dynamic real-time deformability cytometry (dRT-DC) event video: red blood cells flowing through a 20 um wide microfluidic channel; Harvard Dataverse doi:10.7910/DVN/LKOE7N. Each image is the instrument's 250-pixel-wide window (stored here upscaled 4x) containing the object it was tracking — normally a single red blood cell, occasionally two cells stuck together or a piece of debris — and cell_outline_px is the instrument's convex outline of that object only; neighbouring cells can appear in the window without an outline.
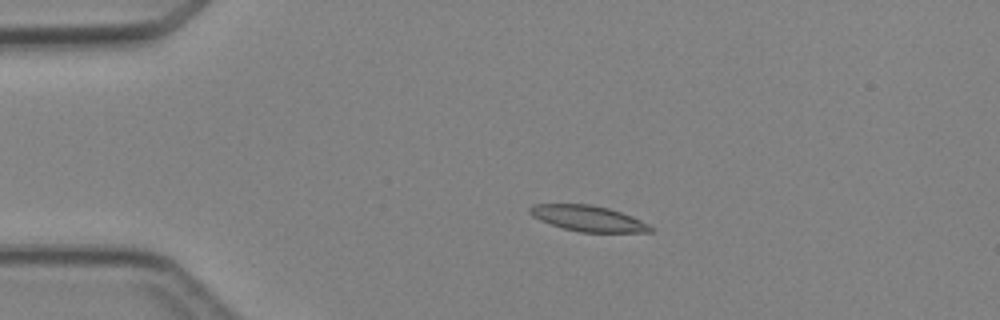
{"species": "Egyptian fruit bat (a non-hibernating species)", "species_latin": "Rousettus aegyptiacus", "temperature_condition": "cold", "stored_images_in_passage": 3, "camera_frame_rate_fps": 3000, "um_per_image_px": 0.085, "animal": {"sex": "female"}, "frame": {"image": 1, "passage_image": 2, "time_ms": 1.333, "image_size_px": [1000, 320], "cell_outline_px": [[652, 232], [580, 232], [564, 228], [540, 220], [532, 216], [528, 212], [528, 208], [532, 204], [592, 204], [608, 208], [632, 216], [648, 224], [652, 228]], "centroid_in_image_um": [49.96, 18.55], "position_along_channel_um": 35.0, "area_um2": 17.98}}